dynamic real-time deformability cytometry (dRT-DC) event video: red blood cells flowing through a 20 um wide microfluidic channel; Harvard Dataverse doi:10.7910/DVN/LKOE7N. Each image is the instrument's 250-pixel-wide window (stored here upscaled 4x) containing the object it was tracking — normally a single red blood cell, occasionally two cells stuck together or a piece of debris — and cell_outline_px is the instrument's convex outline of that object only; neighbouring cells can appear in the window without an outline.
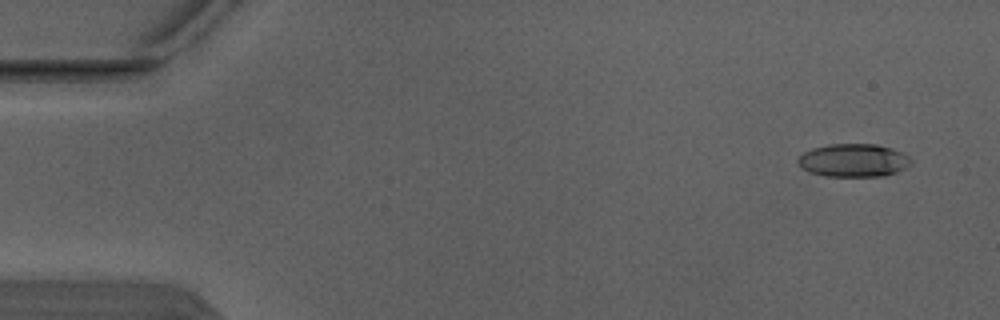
{"species": "Egyptian fruit bat (a non-hibernating species)", "species_latin": "Rousettus aegyptiacus", "temperature_condition": "warm", "stored_images_in_passage": 4, "camera_frame_rate_fps": 3000, "um_per_image_px": 0.085, "animal": {"sex": "male"}, "frame": {"image": 1, "passage_image": 1, "time_ms": 0.0, "image_size_px": [1000, 320], "cell_outline_px": [[912, 160], [904, 168], [896, 172], [884, 176], [824, 176], [808, 172], [800, 168], [796, 160], [804, 152], [812, 148], [828, 144], [876, 144], [892, 148], [908, 156]], "centroid_in_image_um": [72.49, 13.63], "position_along_channel_um": 12.5, "area_um2": 21.85}}
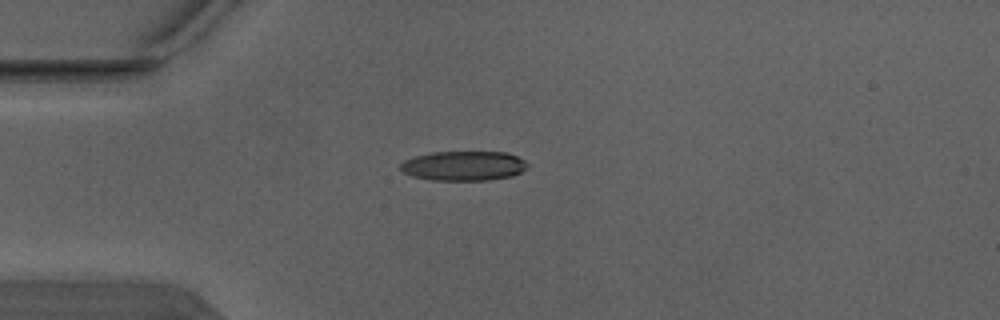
{"frame": {"image": 2, "passage_image": 4, "time_ms": 1.0, "image_size_px": [1000, 320], "cell_outline_px": [[528, 168], [512, 176], [488, 180], [432, 180], [412, 176], [404, 172], [400, 168], [400, 164], [404, 160], [416, 156], [432, 152], [504, 152], [516, 156], [524, 160], [528, 164]], "centroid_in_image_um": [39.42, 14.1], "position_along_channel_um": 45.6, "area_um2": 21.85}}